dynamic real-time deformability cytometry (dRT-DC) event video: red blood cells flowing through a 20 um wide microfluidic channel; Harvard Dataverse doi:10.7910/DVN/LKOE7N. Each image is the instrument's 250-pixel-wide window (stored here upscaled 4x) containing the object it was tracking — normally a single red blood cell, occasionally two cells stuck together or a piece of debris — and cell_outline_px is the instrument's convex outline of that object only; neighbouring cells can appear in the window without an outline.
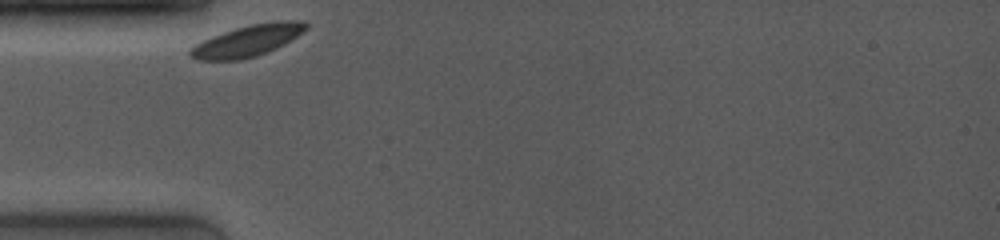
{"species": "common noctule bat (a hibernating species)", "species_latin": "Nyctalus noctula", "temperature_condition": "room temperature", "stored_images_in_passage": 16, "camera_frame_rate_fps": 4000, "um_per_image_px": 0.085, "animal": {"sex": "female", "body_mass_g": 19.0, "forearm_length_mm": 53.3}, "frame": {"image": 1, "passage_image": 1, "time_ms": 0.0, "image_size_px": [1000, 240], "cell_outline_px": [[308, 28], [284, 44], [276, 48], [256, 56], [240, 60], [196, 60], [188, 56], [188, 48], [212, 36], [236, 28], [252, 24], [272, 20], [304, 20], [308, 24]], "centroid_in_image_um": [21.04, 3.45], "position_along_channel_um": 64.0, "area_um2": 21.27}}
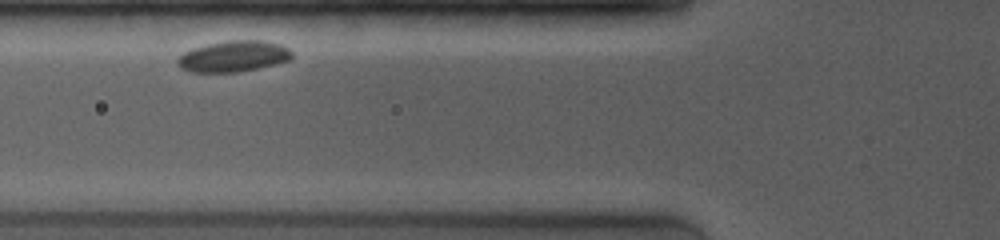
{"frame": {"image": 2, "passage_image": 5, "time_ms": 1.25, "image_size_px": [1000, 240], "cell_outline_px": [[292, 60], [256, 68], [236, 72], [192, 72], [180, 68], [176, 64], [176, 60], [184, 52], [192, 48], [204, 44], [228, 40], [264, 40], [280, 44], [288, 48], [292, 52]], "centroid_in_image_um": [19.83, 4.77], "position_along_channel_um": 106.0, "area_um2": 20.87}}
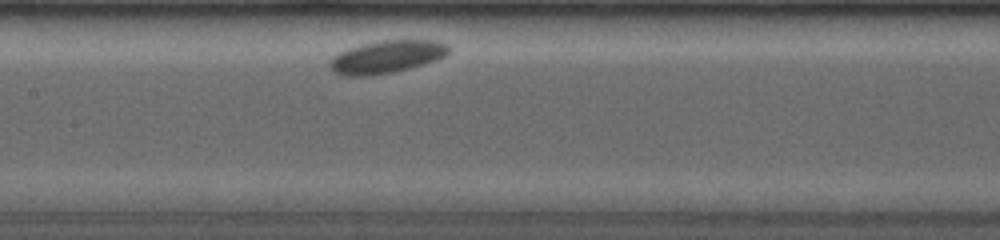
{"frame": {"image": 3, "passage_image": 12, "time_ms": 3.25, "image_size_px": [1000, 240], "cell_outline_px": [[452, 48], [444, 56], [436, 60], [424, 64], [392, 72], [372, 76], [344, 76], [336, 72], [328, 64], [328, 60], [332, 56], [348, 48], [380, 40], [436, 40], [448, 44]], "centroid_in_image_um": [32.87, 4.82], "position_along_channel_um": 174.5, "area_um2": 22.72}}